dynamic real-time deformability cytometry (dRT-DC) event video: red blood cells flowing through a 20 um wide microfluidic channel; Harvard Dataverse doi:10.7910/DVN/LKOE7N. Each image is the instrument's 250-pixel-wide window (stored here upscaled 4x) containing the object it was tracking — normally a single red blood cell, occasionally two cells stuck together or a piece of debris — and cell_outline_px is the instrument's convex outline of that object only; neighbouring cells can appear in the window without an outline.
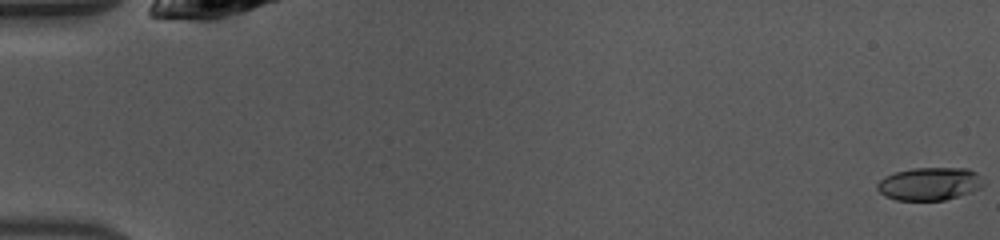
{"species": "common noctule bat (a hibernating species)", "species_latin": "Nyctalus noctula", "temperature_condition": "warm", "stored_images_in_passage": 16, "camera_frame_rate_fps": 3000, "um_per_image_px": 0.085, "animal": {"sex": "female", "body_mass_g": 10.0, "forearm_length_mm": 53.1}, "frame": {"image": 1, "passage_image": 1, "time_ms": 0.0, "image_size_px": [1000, 240], "cell_outline_px": [[984, 184], [980, 188], [972, 192], [944, 200], [896, 200], [884, 196], [876, 188], [876, 184], [884, 176], [896, 172], [912, 168], [968, 168], [976, 172], [980, 176]], "centroid_in_image_um": [79.0, 15.62], "position_along_channel_um": 6.0, "area_um2": 20.46}}